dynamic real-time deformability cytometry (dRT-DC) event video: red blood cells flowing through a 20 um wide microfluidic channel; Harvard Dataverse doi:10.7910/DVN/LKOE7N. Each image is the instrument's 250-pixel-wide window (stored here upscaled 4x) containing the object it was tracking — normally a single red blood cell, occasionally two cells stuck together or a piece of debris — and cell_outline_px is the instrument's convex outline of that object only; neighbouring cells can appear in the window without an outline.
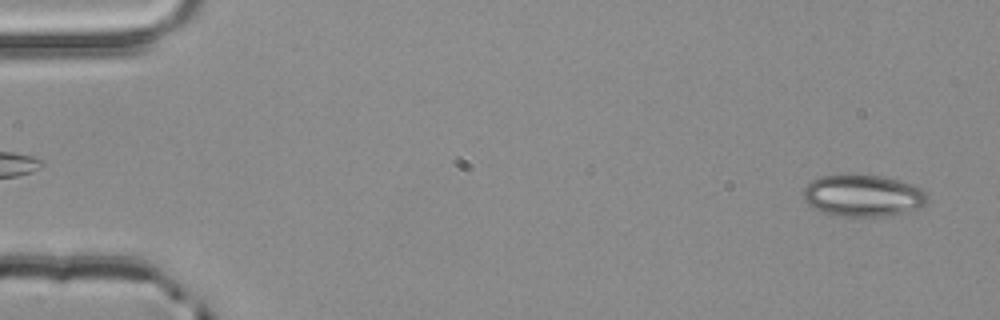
{"species": "common noctule bat (a hibernating species)", "species_latin": "Nyctalus noctula", "temperature_condition": "room temperature", "stored_images_in_passage": 2, "camera_frame_rate_fps": 3000, "um_per_image_px": 0.085, "animal": {"sex": "male", "body_mass_g": 20.4}, "frame": {"image": 1, "passage_image": 2, "time_ms": 0.333, "image_size_px": [1000, 320], "cell_outline_px": [[928, 200], [920, 208], [908, 212], [884, 216], [840, 216], [824, 212], [808, 204], [804, 196], [804, 188], [812, 180], [820, 176], [844, 172], [856, 172], [884, 176], [912, 184], [920, 188], [924, 192]], "centroid_in_image_um": [73.35, 16.58], "position_along_channel_um": 11.6, "area_um2": 30.81}}